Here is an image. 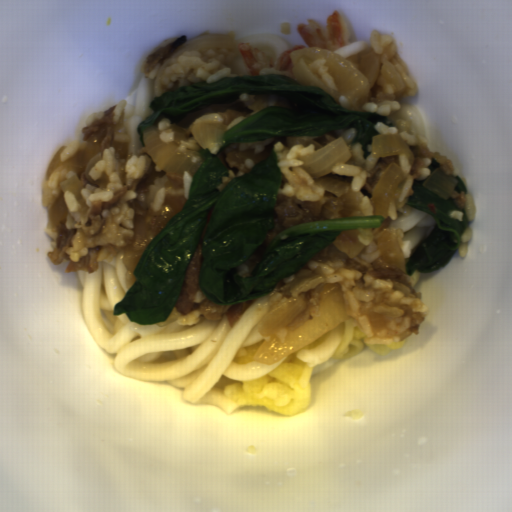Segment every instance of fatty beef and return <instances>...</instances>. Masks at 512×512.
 I'll return each instance as SVG.
<instances>
[{
	"label": "fatty beef",
	"instance_id": "obj_6",
	"mask_svg": "<svg viewBox=\"0 0 512 512\" xmlns=\"http://www.w3.org/2000/svg\"><path fill=\"white\" fill-rule=\"evenodd\" d=\"M207 229H203L199 242L189 262L186 274L184 276L177 300L174 304L176 310L180 314L189 313L194 302L198 288V275L200 261L203 252V240L206 236Z\"/></svg>",
	"mask_w": 512,
	"mask_h": 512
},
{
	"label": "fatty beef",
	"instance_id": "obj_3",
	"mask_svg": "<svg viewBox=\"0 0 512 512\" xmlns=\"http://www.w3.org/2000/svg\"><path fill=\"white\" fill-rule=\"evenodd\" d=\"M322 266L332 269L356 270L362 274H368L377 280H390L393 284V290L403 292V297H411L421 301L420 292L413 288L403 269L390 267L381 256L371 262H366L357 255L349 258L339 251L333 245V242L320 250L301 268L283 277L274 290L279 292L284 298L289 299L294 284L313 275Z\"/></svg>",
	"mask_w": 512,
	"mask_h": 512
},
{
	"label": "fatty beef",
	"instance_id": "obj_2",
	"mask_svg": "<svg viewBox=\"0 0 512 512\" xmlns=\"http://www.w3.org/2000/svg\"><path fill=\"white\" fill-rule=\"evenodd\" d=\"M364 197L362 191L349 188L348 192L342 193L340 197L327 190L325 195L317 200H303L296 196L278 193L272 215V226L265 240L238 267L237 275L242 278L252 276L255 267L266 254L275 236L299 222L344 217H366L360 210Z\"/></svg>",
	"mask_w": 512,
	"mask_h": 512
},
{
	"label": "fatty beef",
	"instance_id": "obj_5",
	"mask_svg": "<svg viewBox=\"0 0 512 512\" xmlns=\"http://www.w3.org/2000/svg\"><path fill=\"white\" fill-rule=\"evenodd\" d=\"M116 104L105 110L100 120L94 121L88 127H82L81 138L86 145L75 154L76 172L83 188L91 183L85 176L90 160L104 149L114 148V158L117 163L124 166L130 156L128 143H117L115 140L116 126L114 124V110Z\"/></svg>",
	"mask_w": 512,
	"mask_h": 512
},
{
	"label": "fatty beef",
	"instance_id": "obj_9",
	"mask_svg": "<svg viewBox=\"0 0 512 512\" xmlns=\"http://www.w3.org/2000/svg\"><path fill=\"white\" fill-rule=\"evenodd\" d=\"M409 147L412 149L414 154L413 164H411L409 171L410 177L417 178V176L420 175V167L423 163V158H434L439 163L440 167L445 169L446 174H454V165L447 155L441 156L440 153L432 152L429 146L425 143L413 144Z\"/></svg>",
	"mask_w": 512,
	"mask_h": 512
},
{
	"label": "fatty beef",
	"instance_id": "obj_1",
	"mask_svg": "<svg viewBox=\"0 0 512 512\" xmlns=\"http://www.w3.org/2000/svg\"><path fill=\"white\" fill-rule=\"evenodd\" d=\"M121 188L110 201H90V212L81 219L69 211L64 191L51 205L46 222L56 234L54 251L46 256L53 264L69 261L66 273H96L100 261H113L122 252L127 268L125 285L136 282L133 270L148 245L188 200L183 177L169 176L147 158L145 172L136 180L118 176Z\"/></svg>",
	"mask_w": 512,
	"mask_h": 512
},
{
	"label": "fatty beef",
	"instance_id": "obj_7",
	"mask_svg": "<svg viewBox=\"0 0 512 512\" xmlns=\"http://www.w3.org/2000/svg\"><path fill=\"white\" fill-rule=\"evenodd\" d=\"M258 298L235 304H215L206 298L198 305V311L200 315L204 316L209 321L222 320L225 316L231 327Z\"/></svg>",
	"mask_w": 512,
	"mask_h": 512
},
{
	"label": "fatty beef",
	"instance_id": "obj_11",
	"mask_svg": "<svg viewBox=\"0 0 512 512\" xmlns=\"http://www.w3.org/2000/svg\"><path fill=\"white\" fill-rule=\"evenodd\" d=\"M450 197L453 198L454 203L458 208H461L464 210L466 193H464L462 191L459 193L458 191L454 190Z\"/></svg>",
	"mask_w": 512,
	"mask_h": 512
},
{
	"label": "fatty beef",
	"instance_id": "obj_8",
	"mask_svg": "<svg viewBox=\"0 0 512 512\" xmlns=\"http://www.w3.org/2000/svg\"><path fill=\"white\" fill-rule=\"evenodd\" d=\"M187 40V34H181L175 38L167 39L155 46L148 53L141 66V72L143 76L148 78L149 74L155 67L163 64L171 54L186 44Z\"/></svg>",
	"mask_w": 512,
	"mask_h": 512
},
{
	"label": "fatty beef",
	"instance_id": "obj_10",
	"mask_svg": "<svg viewBox=\"0 0 512 512\" xmlns=\"http://www.w3.org/2000/svg\"><path fill=\"white\" fill-rule=\"evenodd\" d=\"M391 163H397L399 165V154L388 155L386 157L378 158L376 166L369 172L370 176H367L364 180L361 192L364 196L371 199L373 195V189L377 185L383 172Z\"/></svg>",
	"mask_w": 512,
	"mask_h": 512
},
{
	"label": "fatty beef",
	"instance_id": "obj_4",
	"mask_svg": "<svg viewBox=\"0 0 512 512\" xmlns=\"http://www.w3.org/2000/svg\"><path fill=\"white\" fill-rule=\"evenodd\" d=\"M337 138H339V136L329 131L320 136L269 137L261 152H255L248 147L239 150L231 146H221L215 156H218L222 165L228 168V176H222V183L218 184L216 189L221 192L231 180L251 171L269 155L274 153V147L277 142H282L283 145L289 149L295 144H303V146L307 147L309 144H313L316 152Z\"/></svg>",
	"mask_w": 512,
	"mask_h": 512
}]
</instances>
